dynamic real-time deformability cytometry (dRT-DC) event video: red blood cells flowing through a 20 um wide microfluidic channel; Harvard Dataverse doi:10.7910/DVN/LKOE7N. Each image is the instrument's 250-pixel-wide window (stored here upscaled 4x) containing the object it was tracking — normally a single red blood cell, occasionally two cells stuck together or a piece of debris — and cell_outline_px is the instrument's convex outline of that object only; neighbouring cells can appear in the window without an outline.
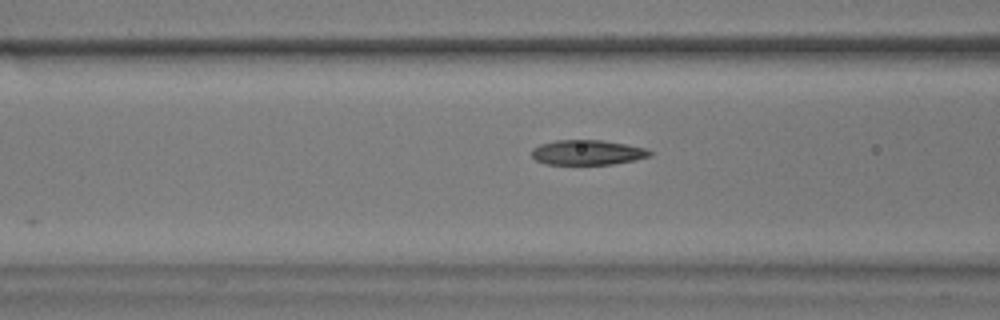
{"species": "common noctule bat (a hibernating species)", "species_latin": "Nyctalus noctula", "temperature_condition": "warm", "stored_images_in_passage": 40, "camera_frame_rate_fps": 3000, "um_per_image_px": 0.085, "animal": {"sex": "male", "body_mass_g": 17.9}, "frame": {"image": 1, "passage_image": 6, "time_ms": 1.667, "image_size_px": [1000, 320], "cell_outline_px": [[652, 156], [636, 160], [612, 164], [544, 164], [536, 160], [532, 156], [532, 148], [540, 144], [556, 140], [604, 140], [644, 148], [652, 152]], "centroid_in_image_um": [49.93, 12.96], "position_along_channel_um": 116.7, "area_um2": 17.17}}
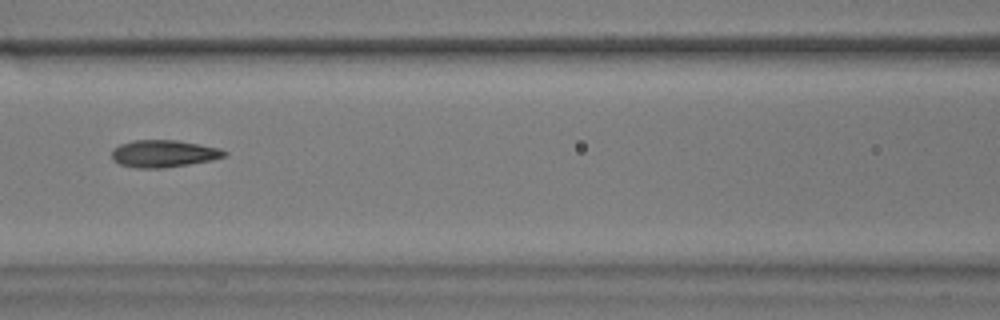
{"frame": {"image": 2, "passage_image": 9, "time_ms": 2.667, "image_size_px": [1000, 320], "cell_outline_px": [[228, 156], [212, 160], [164, 168], [136, 168], [120, 164], [112, 160], [112, 148], [120, 144], [132, 140], [176, 140], [220, 148], [228, 152]], "centroid_in_image_um": [13.91, 13.06], "position_along_channel_um": 152.7, "area_um2": 17.98}}
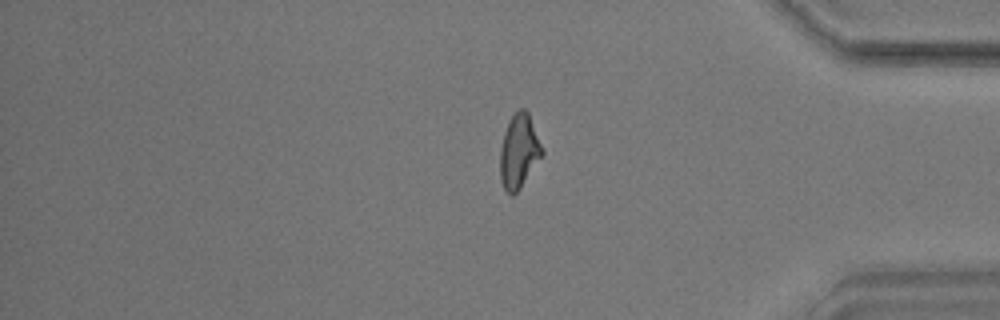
{"frame": {"image": 3, "passage_image": 31, "time_ms": 10.0, "image_size_px": [1000, 320], "cell_outline_px": [[544, 152], [520, 188], [512, 196], [504, 188], [500, 180], [500, 148], [504, 132], [508, 120], [520, 108], [524, 108], [528, 112]], "centroid_in_image_um": [44.09, 12.85], "position_along_channel_um": 391.1, "area_um2": 17.86}, "authors_computed_cell_mechanics": {"area_um2": 17.629, "velocity_mm_per_s": 3.5706, "shape_relaxation_time_tau1_ms": 5.0671, "shape_relaxation_time_tau2_ms": 1.8277, "deformation_change_tau1": 0.1727, "deformation_change_tau2": 0.1002}}